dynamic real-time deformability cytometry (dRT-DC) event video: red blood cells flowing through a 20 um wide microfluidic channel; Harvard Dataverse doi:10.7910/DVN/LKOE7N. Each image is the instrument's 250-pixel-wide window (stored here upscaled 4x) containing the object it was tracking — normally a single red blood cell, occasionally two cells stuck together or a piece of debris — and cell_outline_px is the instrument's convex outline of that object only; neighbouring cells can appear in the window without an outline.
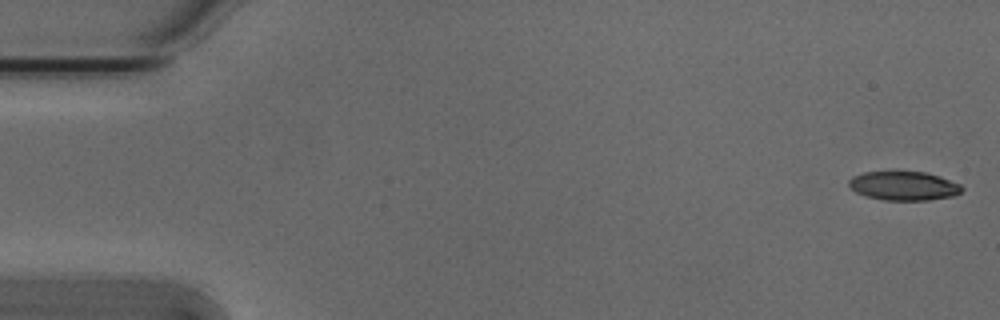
{"species": "Egyptian fruit bat (a non-hibernating species)", "species_latin": "Rousettus aegyptiacus", "temperature_condition": "cold", "stored_images_in_passage": 53, "camera_frame_rate_fps": 3000, "um_per_image_px": 0.085, "animal": {"sex": "male"}, "frame": {"image": 1, "passage_image": 1, "time_ms": 0.0, "image_size_px": [1000, 320], "cell_outline_px": [[964, 188], [956, 196], [928, 200], [884, 200], [864, 196], [856, 192], [848, 184], [848, 180], [852, 176], [864, 172], [924, 172], [940, 176], [960, 184]], "centroid_in_image_um": [76.83, 15.8], "position_along_channel_um": 8.2, "area_um2": 19.13}}
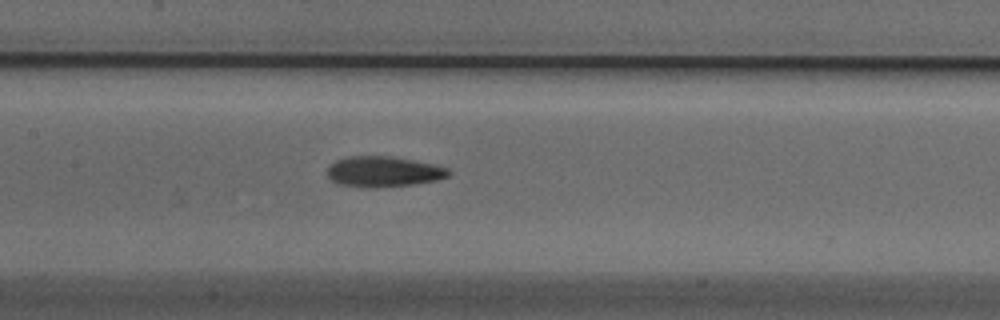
{"frame": {"image": 2, "passage_image": 25, "time_ms": 8.0, "image_size_px": [1000, 320], "cell_outline_px": [[452, 172], [448, 176], [436, 180], [412, 184], [376, 188], [364, 188], [340, 184], [332, 180], [328, 176], [328, 168], [336, 160], [348, 156], [392, 156], [432, 164], [448, 168]], "centroid_in_image_um": [32.59, 14.59], "position_along_channel_um": 174.8, "area_um2": 21.5}}
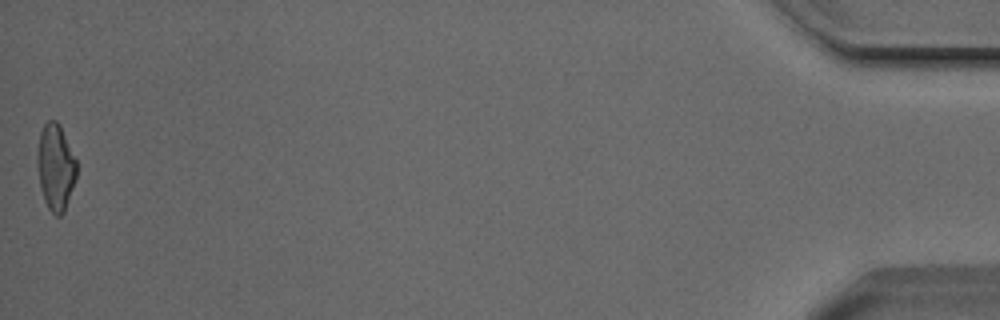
{"frame": {"image": 3, "passage_image": 53, "time_ms": 17.333, "image_size_px": [1000, 320], "cell_outline_px": [[76, 176], [64, 212], [60, 216], [56, 216], [48, 208], [44, 200], [40, 188], [36, 160], [36, 156], [40, 132], [44, 124], [48, 120], [56, 120], [60, 124], [76, 160]], "centroid_in_image_um": [4.7, 14.19], "position_along_channel_um": 430.5, "area_um2": 19.77}, "authors_computed_cell_mechanics": {"area_um2": 20.3456, "velocity_mm_per_s": 3.8405, "shape_relaxation_time_tau1_ms": 9.8046, "shape_relaxation_time_tau2_ms": 4.5684, "deformation_change_tau1": 0.2673, "deformation_change_tau2": 0.1387}}